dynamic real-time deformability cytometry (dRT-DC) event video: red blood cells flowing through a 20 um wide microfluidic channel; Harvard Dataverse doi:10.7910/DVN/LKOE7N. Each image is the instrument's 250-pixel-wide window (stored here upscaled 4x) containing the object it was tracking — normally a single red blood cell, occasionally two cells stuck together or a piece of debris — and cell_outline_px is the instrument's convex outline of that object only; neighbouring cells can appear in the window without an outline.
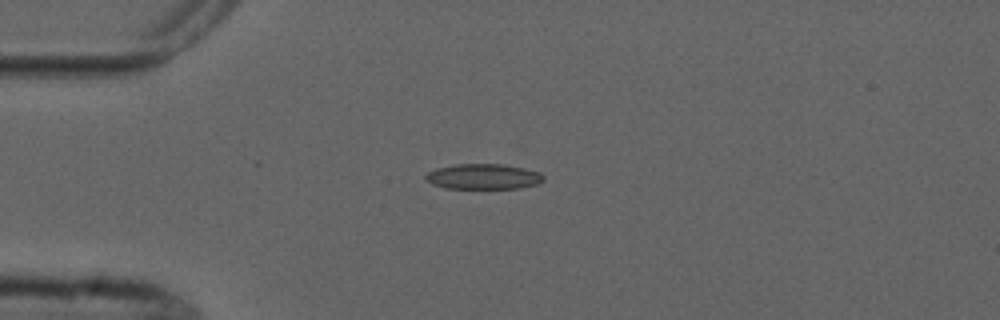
{"species": "common noctule bat (a hibernating species)", "species_latin": "Nyctalus noctula", "temperature_condition": "cold", "stored_images_in_passage": 5, "camera_frame_rate_fps": 3000, "um_per_image_px": 0.085, "animal": {"sex": "male", "forearm_length_mm": 52.5}, "frame": {"image": 1, "passage_image": 3, "time_ms": 2.667, "image_size_px": [1000, 320], "cell_outline_px": [[544, 180], [536, 184], [520, 188], [444, 188], [432, 184], [424, 180], [424, 176], [428, 172], [436, 168], [456, 164], [504, 164], [524, 168], [540, 172], [544, 176]], "centroid_in_image_um": [41.06, 15.0], "position_along_channel_um": 43.9, "area_um2": 17.51}}
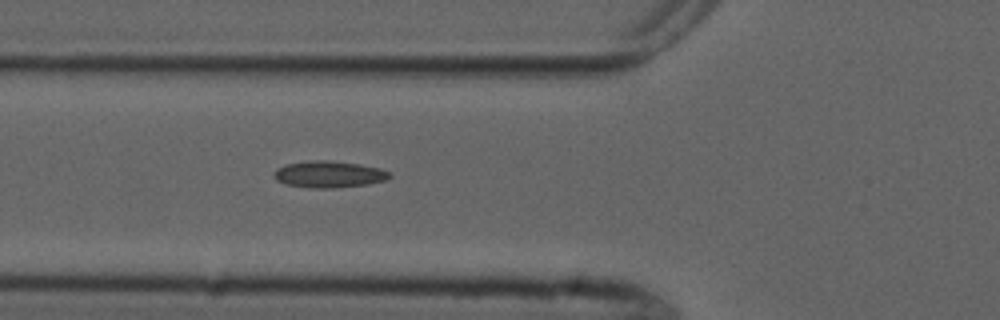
{"frame": {"image": 2, "passage_image": 5, "time_ms": 4.667, "image_size_px": [1000, 320], "cell_outline_px": [[392, 176], [388, 180], [368, 184], [332, 188], [308, 188], [288, 184], [276, 180], [272, 176], [272, 172], [276, 168], [288, 164], [308, 160], [328, 160], [360, 164], [380, 168], [392, 172]], "centroid_in_image_um": [27.98, 14.81], "position_along_channel_um": 97.8, "area_um2": 18.21}}